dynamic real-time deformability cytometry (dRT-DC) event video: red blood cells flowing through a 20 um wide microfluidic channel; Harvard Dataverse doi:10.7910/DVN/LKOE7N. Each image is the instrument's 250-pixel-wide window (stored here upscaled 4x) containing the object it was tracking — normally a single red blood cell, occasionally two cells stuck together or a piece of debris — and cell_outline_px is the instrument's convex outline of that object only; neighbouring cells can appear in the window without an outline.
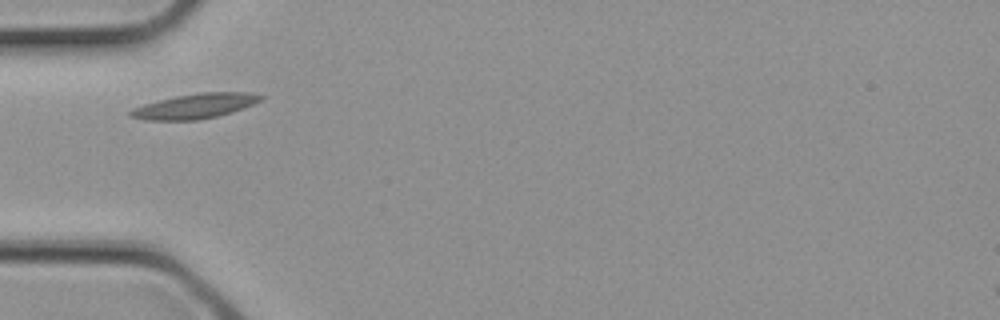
{"species": "common noctule bat (a hibernating species)", "species_latin": "Nyctalus noctula", "temperature_condition": "cold", "stored_images_in_passage": 22, "camera_frame_rate_fps": 3000, "um_per_image_px": 0.085, "animal": {"sex": "female", "body_mass_g": 21.9}, "frame": {"image": 1, "passage_image": 1, "time_ms": 0.0, "image_size_px": [1000, 320], "cell_outline_px": [[264, 96], [260, 100], [252, 104], [232, 112], [216, 116], [196, 120], [148, 120], [128, 116], [128, 112], [132, 108], [144, 104], [176, 96], [196, 92], [252, 92]], "centroid_in_image_um": [16.56, 9.01], "position_along_channel_um": 68.4, "area_um2": 18.79}}
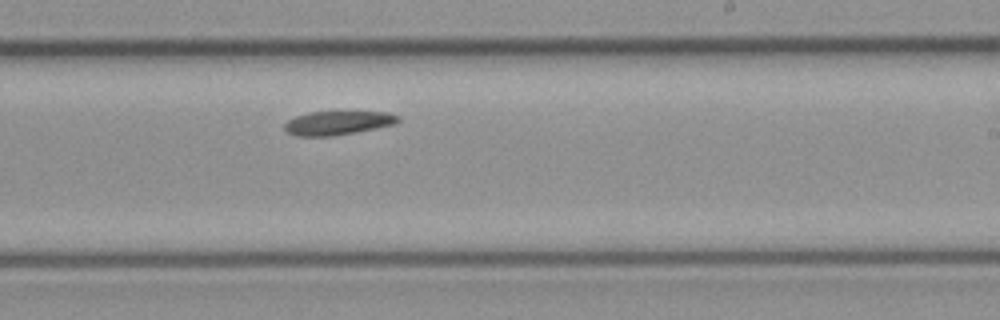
{"frame": {"image": 2, "passage_image": 10, "time_ms": 3.0, "image_size_px": [1000, 320], "cell_outline_px": [[400, 120], [396, 124], [356, 132], [332, 136], [296, 136], [288, 132], [284, 128], [284, 124], [288, 120], [296, 116], [308, 112], [388, 112], [400, 116]], "centroid_in_image_um": [28.73, 10.45], "position_along_channel_um": 260.3, "area_um2": 15.78}}
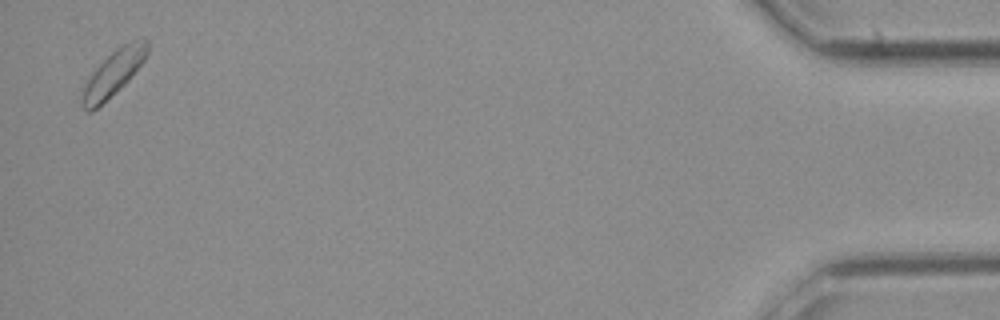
{"frame": {"image": 3, "passage_image": 22, "time_ms": 7.0, "image_size_px": [1000, 320], "cell_outline_px": [[148, 52], [144, 60], [132, 76], [120, 88], [92, 112], [88, 112], [80, 104], [80, 100], [88, 76], [116, 48], [140, 36], [144, 36], [148, 40]], "centroid_in_image_um": [9.66, 6.19], "position_along_channel_um": 425.5, "area_um2": 17.28}}